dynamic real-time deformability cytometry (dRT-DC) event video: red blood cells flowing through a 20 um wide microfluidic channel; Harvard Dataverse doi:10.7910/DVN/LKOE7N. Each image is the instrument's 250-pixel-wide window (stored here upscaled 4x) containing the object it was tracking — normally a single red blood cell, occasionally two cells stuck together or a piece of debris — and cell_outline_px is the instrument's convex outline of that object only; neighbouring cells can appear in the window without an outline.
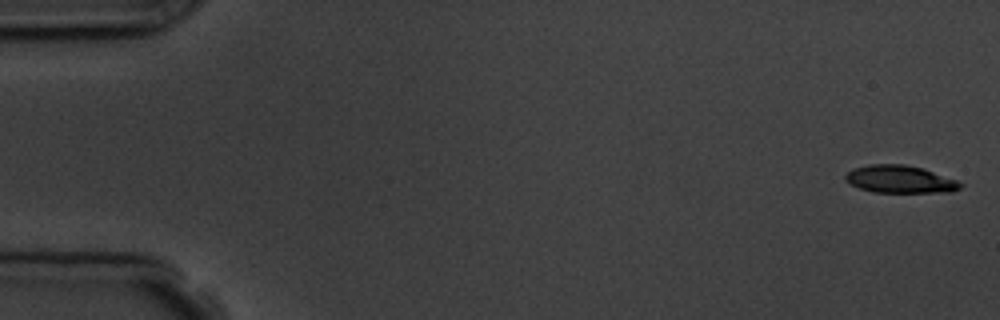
{"species": "common noctule bat (a hibernating species)", "species_latin": "Nyctalus noctula", "temperature_condition": "room temperature", "stored_images_in_passage": 5, "camera_frame_rate_fps": 3000, "um_per_image_px": 0.085, "animal": {"sex": "male", "body_mass_g": 19.5, "forearm_length_mm": 54.6}, "frame": {"image": 1, "passage_image": 1, "time_ms": 0.0, "image_size_px": [1000, 320], "cell_outline_px": [[964, 184], [960, 188], [952, 192], [876, 192], [860, 188], [844, 180], [844, 176], [852, 168], [868, 164], [904, 164], [924, 168], [956, 180]], "centroid_in_image_um": [76.5, 15.22], "position_along_channel_um": 8.5, "area_um2": 18.5}}
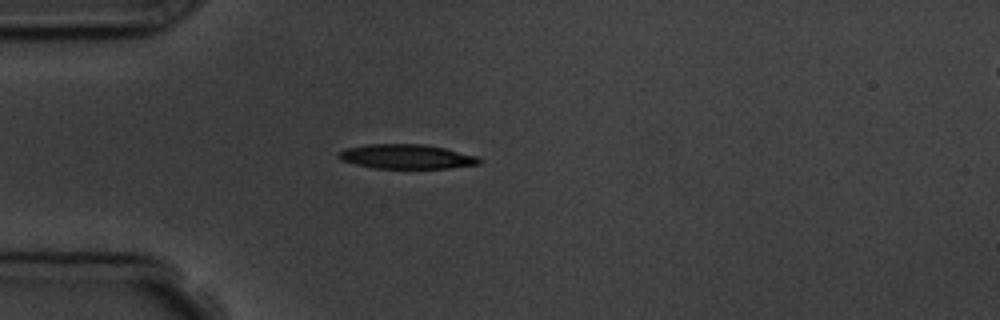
{"frame": {"image": 2, "passage_image": 5, "time_ms": 4.667, "image_size_px": [1000, 320], "cell_outline_px": [[480, 164], [448, 168], [372, 168], [340, 160], [336, 156], [340, 152], [348, 148], [364, 144], [424, 144], [444, 148], [476, 156], [480, 160]], "centroid_in_image_um": [34.52, 13.31], "position_along_channel_um": 50.5, "area_um2": 19.88}}